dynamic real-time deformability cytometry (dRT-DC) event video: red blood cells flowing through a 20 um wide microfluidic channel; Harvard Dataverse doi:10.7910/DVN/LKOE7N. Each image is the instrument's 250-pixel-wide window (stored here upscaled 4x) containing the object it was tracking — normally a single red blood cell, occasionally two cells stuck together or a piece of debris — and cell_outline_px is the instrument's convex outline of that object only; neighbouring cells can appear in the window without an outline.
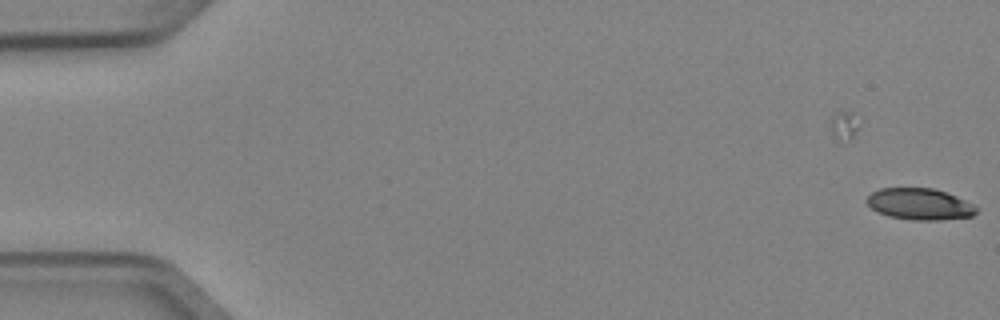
{"species": "Egyptian fruit bat (a non-hibernating species)", "species_latin": "Rousettus aegyptiacus", "temperature_condition": "cold", "stored_images_in_passage": 5, "camera_frame_rate_fps": 3000, "um_per_image_px": 0.085, "animal": {"sex": "female"}, "frame": {"image": 1, "passage_image": 1, "time_ms": 0.0, "image_size_px": [1000, 320], "cell_outline_px": [[976, 212], [972, 216], [940, 220], [912, 220], [888, 216], [876, 212], [864, 200], [872, 192], [880, 188], [932, 188], [956, 196], [972, 204], [976, 208]], "centroid_in_image_um": [78.12, 17.35], "position_along_channel_um": 6.9, "area_um2": 20.0}}
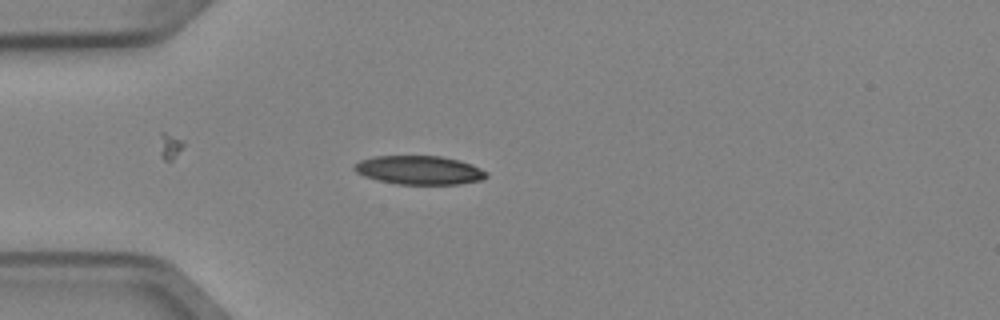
{"frame": {"image": 2, "passage_image": 5, "time_ms": 1.333, "image_size_px": [1000, 320], "cell_outline_px": [[488, 176], [480, 180], [460, 184], [396, 184], [364, 176], [356, 172], [352, 168], [360, 160], [376, 156], [440, 156], [460, 160], [472, 164], [488, 172]], "centroid_in_image_um": [35.66, 14.46], "position_along_channel_um": 49.3, "area_um2": 22.08}}